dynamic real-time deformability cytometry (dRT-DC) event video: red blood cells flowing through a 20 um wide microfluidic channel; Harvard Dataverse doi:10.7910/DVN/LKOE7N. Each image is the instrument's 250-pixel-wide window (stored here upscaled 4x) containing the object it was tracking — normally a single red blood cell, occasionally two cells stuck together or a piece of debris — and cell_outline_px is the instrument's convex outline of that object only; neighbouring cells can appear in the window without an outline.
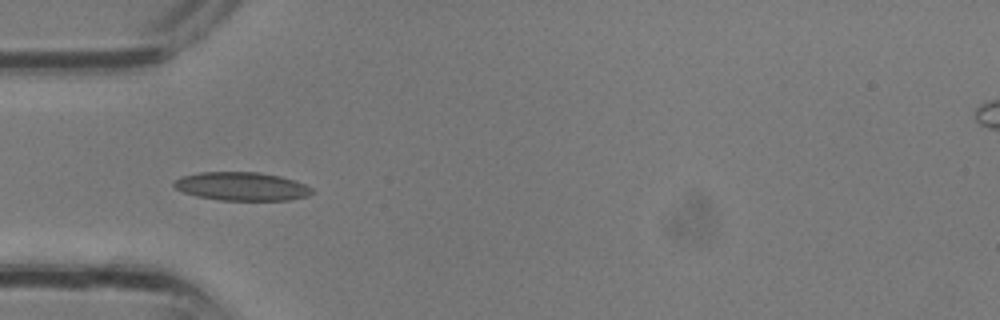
{"species": "common noctule bat (a hibernating species)", "species_latin": "Nyctalus noctula", "temperature_condition": "room temperature", "stored_images_in_passage": 2, "camera_frame_rate_fps": 3000, "um_per_image_px": 0.085, "animal": {"sex": "male", "body_mass_g": 13.3}, "frame": {"image": 1, "passage_image": 2, "time_ms": 0.333, "image_size_px": [1000, 320], "cell_outline_px": [[312, 192], [308, 196], [288, 200], [220, 200], [196, 196], [184, 192], [176, 188], [172, 184], [180, 176], [200, 172], [260, 172], [280, 176], [304, 184], [312, 188]], "centroid_in_image_um": [20.52, 15.84], "position_along_channel_um": 64.5, "area_um2": 22.77}}